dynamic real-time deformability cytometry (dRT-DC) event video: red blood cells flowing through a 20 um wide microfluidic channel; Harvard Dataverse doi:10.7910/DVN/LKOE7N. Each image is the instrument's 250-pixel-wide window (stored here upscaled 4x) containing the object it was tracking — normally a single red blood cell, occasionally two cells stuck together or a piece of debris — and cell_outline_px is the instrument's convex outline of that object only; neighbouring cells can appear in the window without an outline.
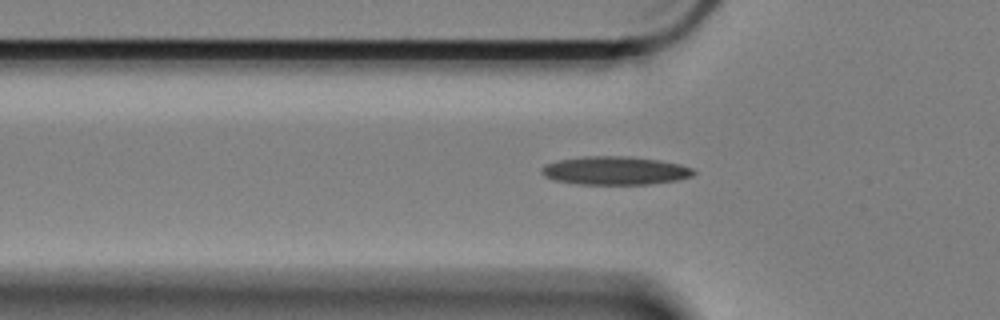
{"species": "Egyptian fruit bat (a non-hibernating species)", "species_latin": "Rousettus aegyptiacus", "temperature_condition": "cold", "stored_images_in_passage": 50, "camera_frame_rate_fps": 3000, "um_per_image_px": 0.085, "animal": {"sex": "female"}, "frame": {"image": 1, "passage_image": 9, "time_ms": 2.667, "image_size_px": [1000, 320], "cell_outline_px": [[696, 172], [692, 176], [676, 180], [648, 184], [576, 184], [556, 180], [544, 176], [540, 172], [540, 168], [544, 164], [560, 160], [584, 156], [628, 156], [660, 160], [680, 164], [692, 168]], "centroid_in_image_um": [52.26, 14.49], "position_along_channel_um": 73.5, "area_um2": 25.14}}
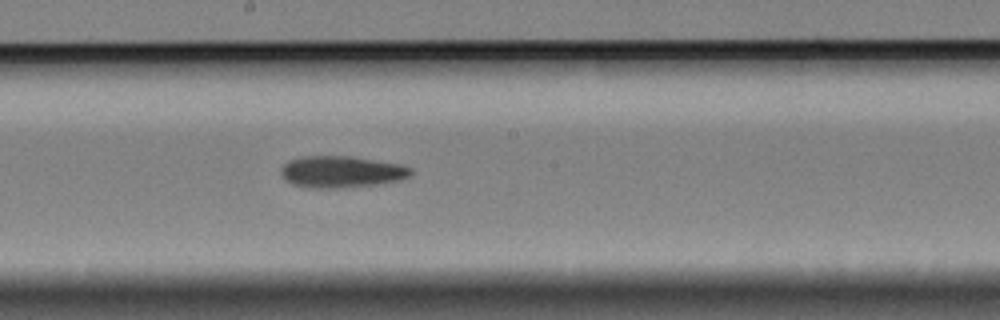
{"frame": {"image": 2, "passage_image": 22, "time_ms": 7.0, "image_size_px": [1000, 320], "cell_outline_px": [[412, 172], [408, 176], [400, 180], [376, 184], [340, 188], [312, 188], [292, 184], [284, 180], [280, 172], [280, 168], [288, 160], [304, 156], [348, 156], [400, 164], [412, 168]], "centroid_in_image_um": [28.97, 14.6], "position_along_channel_um": 219.2, "area_um2": 23.93}}
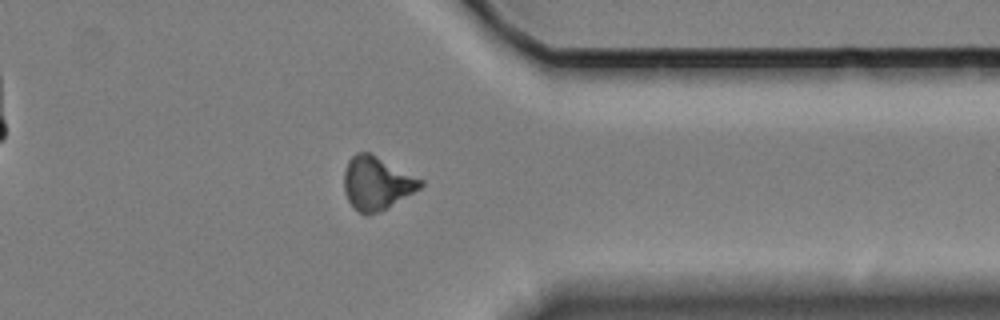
{"frame": {"image": 3, "passage_image": 37, "time_ms": 12.0, "image_size_px": [1000, 320], "cell_outline_px": [[424, 184], [420, 188], [388, 208], [376, 212], [360, 212], [348, 200], [344, 192], [344, 172], [348, 160], [356, 152], [368, 152], [424, 180]], "centroid_in_image_um": [32.02, 15.55], "position_along_channel_um": 379.4, "area_um2": 23.24}}